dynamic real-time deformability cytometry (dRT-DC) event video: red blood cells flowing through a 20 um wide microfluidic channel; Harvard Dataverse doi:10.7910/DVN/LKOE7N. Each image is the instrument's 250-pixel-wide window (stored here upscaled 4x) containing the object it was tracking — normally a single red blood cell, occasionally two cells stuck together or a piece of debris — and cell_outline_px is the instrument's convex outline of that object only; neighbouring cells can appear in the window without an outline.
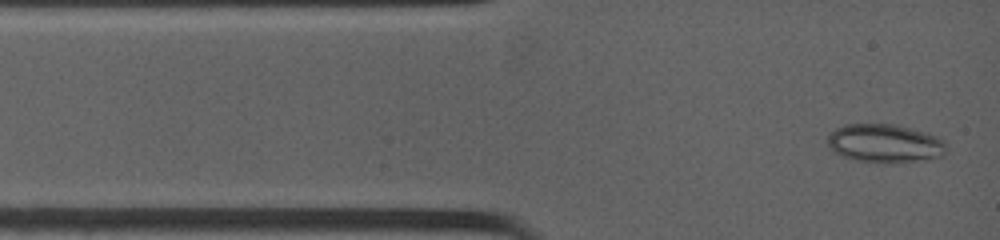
{"species": "common noctule bat (a hibernating species)", "species_latin": "Nyctalus noctula", "temperature_condition": "warm", "stored_images_in_passage": 8, "camera_frame_rate_fps": 4500, "um_per_image_px": 0.085, "animal": {"sex": "female", "body_mass_g": 19.0, "forearm_length_mm": 53.3}, "frame": {"image": 1, "passage_image": 1, "time_ms": 0.0, "image_size_px": [1000, 240], "cell_outline_px": [[948, 144], [944, 152], [940, 156], [908, 160], [860, 160], [844, 156], [836, 152], [828, 144], [828, 136], [836, 128], [848, 124], [888, 124], [920, 132], [932, 136]], "centroid_in_image_um": [75.14, 12.14], "position_along_channel_um": 9.9, "area_um2": 24.68}}
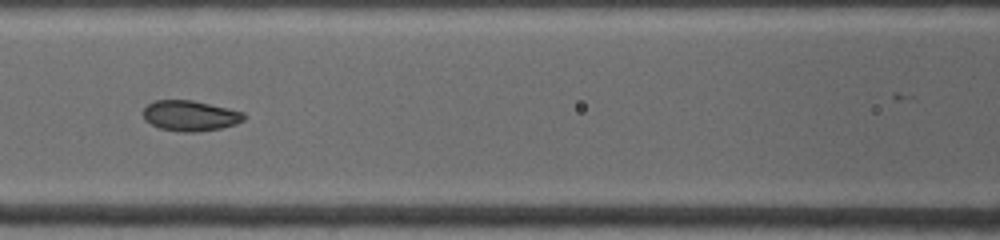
{"frame": {"image": 2, "passage_image": 5, "time_ms": 4.444, "image_size_px": [1000, 240], "cell_outline_px": [[244, 120], [236, 124], [220, 128], [196, 132], [184, 132], [160, 128], [144, 120], [144, 108], [148, 104], [156, 100], [192, 100], [228, 108], [244, 112]], "centroid_in_image_um": [16.17, 9.83], "position_along_channel_um": 150.4, "area_um2": 17.74}}
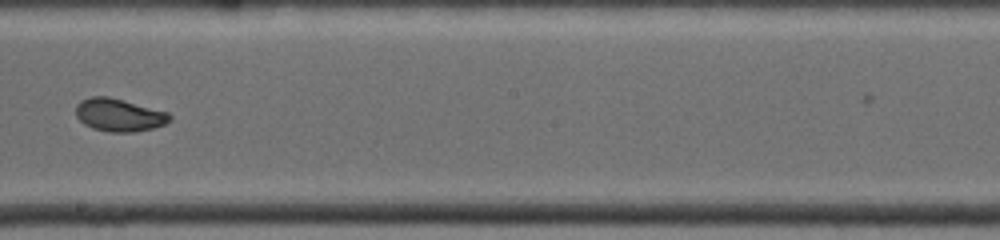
{"frame": {"image": 3, "passage_image": 7, "time_ms": 6.667, "image_size_px": [1000, 240], "cell_outline_px": [[172, 120], [164, 124], [152, 128], [136, 132], [108, 132], [92, 128], [84, 124], [76, 116], [76, 104], [80, 100], [92, 96], [108, 96], [124, 100], [168, 112], [172, 116]], "centroid_in_image_um": [10.11, 9.77], "position_along_channel_um": 238.1, "area_um2": 18.09}}